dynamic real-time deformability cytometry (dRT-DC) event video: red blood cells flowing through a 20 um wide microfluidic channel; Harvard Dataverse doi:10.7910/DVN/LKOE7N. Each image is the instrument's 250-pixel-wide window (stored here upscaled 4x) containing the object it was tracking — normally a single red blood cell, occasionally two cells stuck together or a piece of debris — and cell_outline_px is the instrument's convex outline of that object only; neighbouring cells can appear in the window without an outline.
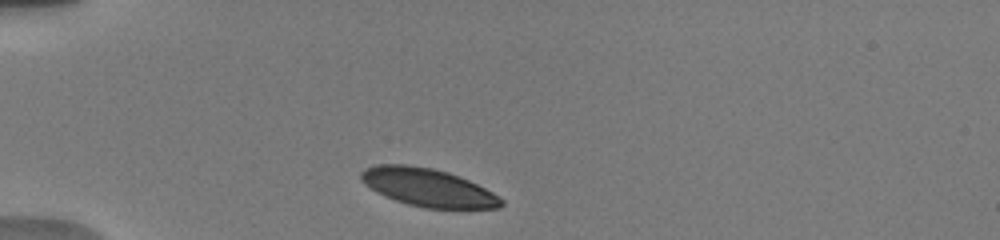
{"species": "human", "species_latin": "Homo sapiens", "temperature_condition": "warm", "stored_images_in_passage": 5, "camera_frame_rate_fps": 3000, "um_per_image_px": 0.085, "donor": {"sex": "male"}, "frame": {"image": 1, "passage_image": 2, "time_ms": 0.333, "image_size_px": [1000, 240], "cell_outline_px": [[504, 204], [500, 208], [424, 208], [408, 204], [396, 200], [376, 192], [364, 184], [360, 180], [360, 172], [364, 168], [376, 164], [408, 164], [432, 168], [448, 172], [468, 180], [500, 196], [504, 200]], "centroid_in_image_um": [36.35, 15.92], "position_along_channel_um": 48.7, "area_um2": 31.1}}